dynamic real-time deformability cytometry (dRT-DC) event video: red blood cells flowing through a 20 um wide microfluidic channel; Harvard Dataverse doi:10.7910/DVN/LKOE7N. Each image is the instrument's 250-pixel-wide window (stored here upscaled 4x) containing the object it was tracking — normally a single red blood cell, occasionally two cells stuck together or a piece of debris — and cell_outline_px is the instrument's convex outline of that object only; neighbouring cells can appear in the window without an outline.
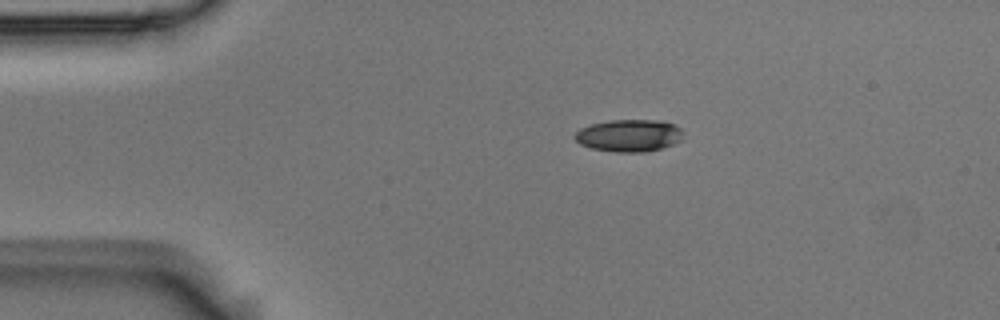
{"species": "Egyptian fruit bat (a non-hibernating species)", "species_latin": "Rousettus aegyptiacus", "temperature_condition": "room temperature", "stored_images_in_passage": 8, "camera_frame_rate_fps": 3000, "um_per_image_px": 0.085, "animal": {"sex": "male"}, "frame": {"image": 1, "passage_image": 1, "time_ms": 0.0, "image_size_px": [1000, 320], "cell_outline_px": [[684, 140], [660, 148], [644, 152], [616, 152], [592, 148], [580, 144], [572, 136], [580, 128], [588, 124], [608, 120], [656, 120], [676, 124], [680, 128]], "centroid_in_image_um": [53.45, 11.51], "position_along_channel_um": 31.5, "area_um2": 20.52}}
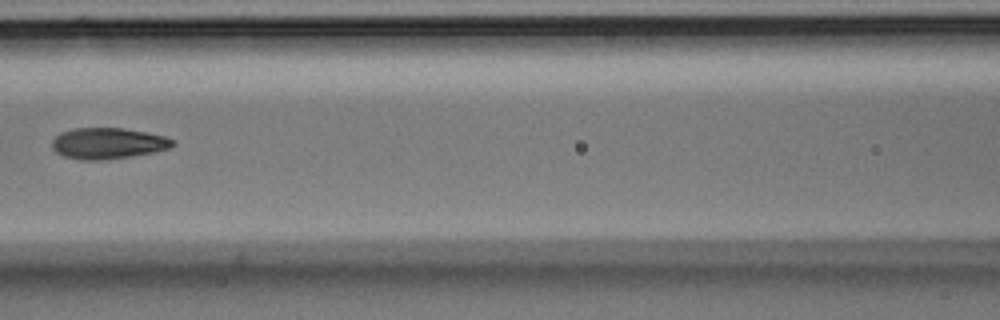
{"frame": {"image": 2, "passage_image": 5, "time_ms": 1.333, "image_size_px": [1000, 320], "cell_outline_px": [[176, 144], [168, 148], [152, 152], [132, 156], [104, 160], [80, 160], [64, 156], [56, 152], [52, 148], [52, 140], [60, 132], [72, 128], [124, 128], [164, 136], [172, 140]], "centroid_in_image_um": [9.12, 12.18], "position_along_channel_um": 157.5, "area_um2": 21.79}}
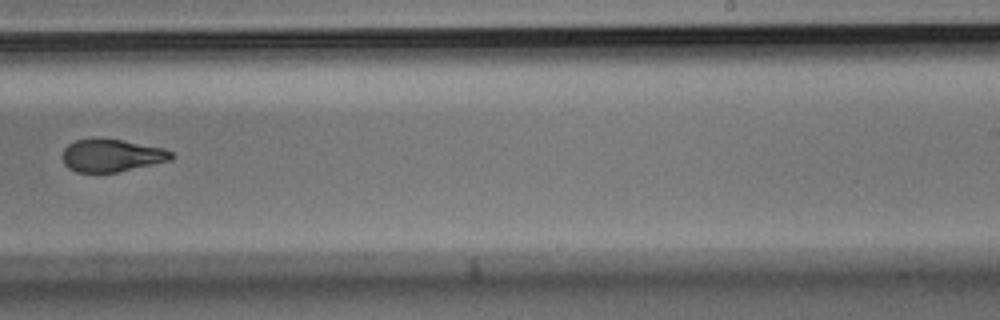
{"frame": {"image": 3, "passage_image": 8, "time_ms": 2.333, "image_size_px": [1000, 320], "cell_outline_px": [[172, 160], [116, 172], [76, 172], [68, 168], [64, 164], [64, 148], [68, 144], [76, 140], [120, 140], [164, 148], [172, 152]], "centroid_in_image_um": [9.5, 13.24], "position_along_channel_um": 279.5, "area_um2": 20.11}}